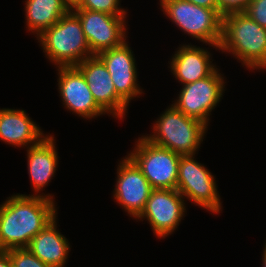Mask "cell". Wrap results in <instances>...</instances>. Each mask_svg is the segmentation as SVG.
Instances as JSON below:
<instances>
[{
    "label": "cell",
    "mask_w": 266,
    "mask_h": 267,
    "mask_svg": "<svg viewBox=\"0 0 266 267\" xmlns=\"http://www.w3.org/2000/svg\"><path fill=\"white\" fill-rule=\"evenodd\" d=\"M56 206L55 200L45 196L16 193L7 197L0 205V250L26 248L58 217Z\"/></svg>",
    "instance_id": "cell-1"
},
{
    "label": "cell",
    "mask_w": 266,
    "mask_h": 267,
    "mask_svg": "<svg viewBox=\"0 0 266 267\" xmlns=\"http://www.w3.org/2000/svg\"><path fill=\"white\" fill-rule=\"evenodd\" d=\"M219 50L233 55L249 70L266 69V28L245 12L222 16Z\"/></svg>",
    "instance_id": "cell-2"
},
{
    "label": "cell",
    "mask_w": 266,
    "mask_h": 267,
    "mask_svg": "<svg viewBox=\"0 0 266 267\" xmlns=\"http://www.w3.org/2000/svg\"><path fill=\"white\" fill-rule=\"evenodd\" d=\"M45 57L56 67L76 66L93 56L79 17L70 10L38 37Z\"/></svg>",
    "instance_id": "cell-3"
},
{
    "label": "cell",
    "mask_w": 266,
    "mask_h": 267,
    "mask_svg": "<svg viewBox=\"0 0 266 267\" xmlns=\"http://www.w3.org/2000/svg\"><path fill=\"white\" fill-rule=\"evenodd\" d=\"M152 127L153 132L143 136L153 144L180 155L197 154L208 131L206 124L186 116L173 104L161 113Z\"/></svg>",
    "instance_id": "cell-4"
},
{
    "label": "cell",
    "mask_w": 266,
    "mask_h": 267,
    "mask_svg": "<svg viewBox=\"0 0 266 267\" xmlns=\"http://www.w3.org/2000/svg\"><path fill=\"white\" fill-rule=\"evenodd\" d=\"M160 9L184 33L219 50L222 14L185 0H159Z\"/></svg>",
    "instance_id": "cell-5"
},
{
    "label": "cell",
    "mask_w": 266,
    "mask_h": 267,
    "mask_svg": "<svg viewBox=\"0 0 266 267\" xmlns=\"http://www.w3.org/2000/svg\"><path fill=\"white\" fill-rule=\"evenodd\" d=\"M215 179L195 155L180 156L176 190L195 206L218 214L223 206Z\"/></svg>",
    "instance_id": "cell-6"
},
{
    "label": "cell",
    "mask_w": 266,
    "mask_h": 267,
    "mask_svg": "<svg viewBox=\"0 0 266 267\" xmlns=\"http://www.w3.org/2000/svg\"><path fill=\"white\" fill-rule=\"evenodd\" d=\"M128 156L140 168L153 189H176L180 154L153 144L143 135Z\"/></svg>",
    "instance_id": "cell-7"
},
{
    "label": "cell",
    "mask_w": 266,
    "mask_h": 267,
    "mask_svg": "<svg viewBox=\"0 0 266 267\" xmlns=\"http://www.w3.org/2000/svg\"><path fill=\"white\" fill-rule=\"evenodd\" d=\"M223 75L217 68L211 75L183 85L172 104L186 116L209 126L211 112L223 99L226 89Z\"/></svg>",
    "instance_id": "cell-8"
},
{
    "label": "cell",
    "mask_w": 266,
    "mask_h": 267,
    "mask_svg": "<svg viewBox=\"0 0 266 267\" xmlns=\"http://www.w3.org/2000/svg\"><path fill=\"white\" fill-rule=\"evenodd\" d=\"M185 213V198L176 189H153L143 212L136 220L146 219L153 234L158 239H165L177 230Z\"/></svg>",
    "instance_id": "cell-9"
},
{
    "label": "cell",
    "mask_w": 266,
    "mask_h": 267,
    "mask_svg": "<svg viewBox=\"0 0 266 267\" xmlns=\"http://www.w3.org/2000/svg\"><path fill=\"white\" fill-rule=\"evenodd\" d=\"M71 10L79 17L90 51L94 55L119 47L127 40V15H109L84 9Z\"/></svg>",
    "instance_id": "cell-10"
},
{
    "label": "cell",
    "mask_w": 266,
    "mask_h": 267,
    "mask_svg": "<svg viewBox=\"0 0 266 267\" xmlns=\"http://www.w3.org/2000/svg\"><path fill=\"white\" fill-rule=\"evenodd\" d=\"M119 162L113 197L136 220L143 212L153 188L128 155Z\"/></svg>",
    "instance_id": "cell-11"
},
{
    "label": "cell",
    "mask_w": 266,
    "mask_h": 267,
    "mask_svg": "<svg viewBox=\"0 0 266 267\" xmlns=\"http://www.w3.org/2000/svg\"><path fill=\"white\" fill-rule=\"evenodd\" d=\"M85 78L97 105L109 116L125 118L129 105L116 93L110 73L103 61L93 55L75 66Z\"/></svg>",
    "instance_id": "cell-12"
},
{
    "label": "cell",
    "mask_w": 266,
    "mask_h": 267,
    "mask_svg": "<svg viewBox=\"0 0 266 267\" xmlns=\"http://www.w3.org/2000/svg\"><path fill=\"white\" fill-rule=\"evenodd\" d=\"M125 41L121 46L97 54L110 73L116 93L128 104L144 93L140 88L135 54Z\"/></svg>",
    "instance_id": "cell-13"
},
{
    "label": "cell",
    "mask_w": 266,
    "mask_h": 267,
    "mask_svg": "<svg viewBox=\"0 0 266 267\" xmlns=\"http://www.w3.org/2000/svg\"><path fill=\"white\" fill-rule=\"evenodd\" d=\"M56 69L58 92L65 109L87 120L106 115L93 99L85 78L75 66Z\"/></svg>",
    "instance_id": "cell-14"
},
{
    "label": "cell",
    "mask_w": 266,
    "mask_h": 267,
    "mask_svg": "<svg viewBox=\"0 0 266 267\" xmlns=\"http://www.w3.org/2000/svg\"><path fill=\"white\" fill-rule=\"evenodd\" d=\"M56 139L54 135H48L37 145L27 148V168L30 182L35 196H45L52 200L55 199L52 194H42L41 191L48 186L52 178L55 177L56 168H58V152ZM54 197V198H53Z\"/></svg>",
    "instance_id": "cell-15"
},
{
    "label": "cell",
    "mask_w": 266,
    "mask_h": 267,
    "mask_svg": "<svg viewBox=\"0 0 266 267\" xmlns=\"http://www.w3.org/2000/svg\"><path fill=\"white\" fill-rule=\"evenodd\" d=\"M174 55L171 56L170 72L179 83L186 85L211 75L217 65L212 63V54L206 47L183 44L179 45Z\"/></svg>",
    "instance_id": "cell-16"
},
{
    "label": "cell",
    "mask_w": 266,
    "mask_h": 267,
    "mask_svg": "<svg viewBox=\"0 0 266 267\" xmlns=\"http://www.w3.org/2000/svg\"><path fill=\"white\" fill-rule=\"evenodd\" d=\"M23 109L0 108V141L15 148L39 144L47 134Z\"/></svg>",
    "instance_id": "cell-17"
},
{
    "label": "cell",
    "mask_w": 266,
    "mask_h": 267,
    "mask_svg": "<svg viewBox=\"0 0 266 267\" xmlns=\"http://www.w3.org/2000/svg\"><path fill=\"white\" fill-rule=\"evenodd\" d=\"M57 217L37 233L26 247L50 267H64L67 263L70 243L57 226Z\"/></svg>",
    "instance_id": "cell-18"
},
{
    "label": "cell",
    "mask_w": 266,
    "mask_h": 267,
    "mask_svg": "<svg viewBox=\"0 0 266 267\" xmlns=\"http://www.w3.org/2000/svg\"><path fill=\"white\" fill-rule=\"evenodd\" d=\"M70 10L64 0H26L24 6L26 28L38 37Z\"/></svg>",
    "instance_id": "cell-19"
},
{
    "label": "cell",
    "mask_w": 266,
    "mask_h": 267,
    "mask_svg": "<svg viewBox=\"0 0 266 267\" xmlns=\"http://www.w3.org/2000/svg\"><path fill=\"white\" fill-rule=\"evenodd\" d=\"M121 0H80L73 9H84L103 12L109 15H127V11L120 4Z\"/></svg>",
    "instance_id": "cell-20"
},
{
    "label": "cell",
    "mask_w": 266,
    "mask_h": 267,
    "mask_svg": "<svg viewBox=\"0 0 266 267\" xmlns=\"http://www.w3.org/2000/svg\"><path fill=\"white\" fill-rule=\"evenodd\" d=\"M6 251L10 255L12 267H50L27 248H13Z\"/></svg>",
    "instance_id": "cell-21"
},
{
    "label": "cell",
    "mask_w": 266,
    "mask_h": 267,
    "mask_svg": "<svg viewBox=\"0 0 266 267\" xmlns=\"http://www.w3.org/2000/svg\"><path fill=\"white\" fill-rule=\"evenodd\" d=\"M244 12L261 27L266 28V0H251Z\"/></svg>",
    "instance_id": "cell-22"
},
{
    "label": "cell",
    "mask_w": 266,
    "mask_h": 267,
    "mask_svg": "<svg viewBox=\"0 0 266 267\" xmlns=\"http://www.w3.org/2000/svg\"><path fill=\"white\" fill-rule=\"evenodd\" d=\"M251 0H217L222 15L232 12H244Z\"/></svg>",
    "instance_id": "cell-23"
},
{
    "label": "cell",
    "mask_w": 266,
    "mask_h": 267,
    "mask_svg": "<svg viewBox=\"0 0 266 267\" xmlns=\"http://www.w3.org/2000/svg\"><path fill=\"white\" fill-rule=\"evenodd\" d=\"M207 9H218L217 0H185Z\"/></svg>",
    "instance_id": "cell-24"
},
{
    "label": "cell",
    "mask_w": 266,
    "mask_h": 267,
    "mask_svg": "<svg viewBox=\"0 0 266 267\" xmlns=\"http://www.w3.org/2000/svg\"><path fill=\"white\" fill-rule=\"evenodd\" d=\"M0 267H12L10 255L5 250H0Z\"/></svg>",
    "instance_id": "cell-25"
},
{
    "label": "cell",
    "mask_w": 266,
    "mask_h": 267,
    "mask_svg": "<svg viewBox=\"0 0 266 267\" xmlns=\"http://www.w3.org/2000/svg\"><path fill=\"white\" fill-rule=\"evenodd\" d=\"M64 2L68 5L70 9H73L79 4L80 0H64Z\"/></svg>",
    "instance_id": "cell-26"
},
{
    "label": "cell",
    "mask_w": 266,
    "mask_h": 267,
    "mask_svg": "<svg viewBox=\"0 0 266 267\" xmlns=\"http://www.w3.org/2000/svg\"><path fill=\"white\" fill-rule=\"evenodd\" d=\"M266 242V241H265ZM262 267H266V243L264 245L263 254H262Z\"/></svg>",
    "instance_id": "cell-27"
}]
</instances>
